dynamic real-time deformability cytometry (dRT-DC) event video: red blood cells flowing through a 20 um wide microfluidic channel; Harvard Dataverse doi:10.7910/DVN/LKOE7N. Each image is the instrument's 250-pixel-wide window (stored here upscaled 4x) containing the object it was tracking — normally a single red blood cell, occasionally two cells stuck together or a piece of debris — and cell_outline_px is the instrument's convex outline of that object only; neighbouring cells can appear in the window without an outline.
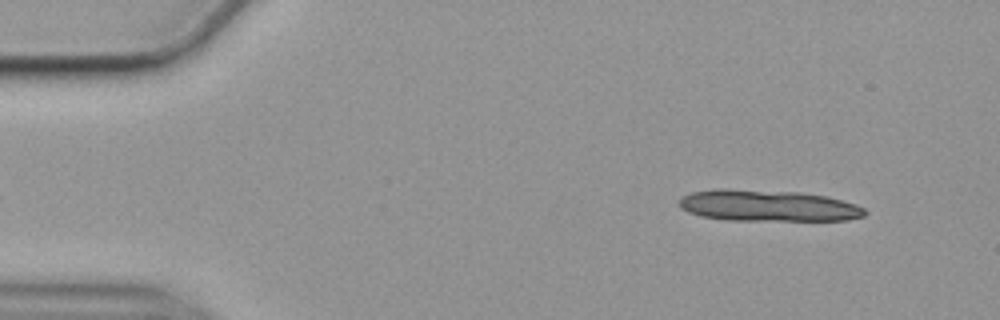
{"species": "common noctule bat (a hibernating species)", "species_latin": "Nyctalus noctula", "temperature_condition": "cold", "stored_images_in_passage": 13, "camera_frame_rate_fps": 3000, "um_per_image_px": 0.085, "animal": {"sex": "female", "body_mass_g": 19.9}, "frame": {"image": 1, "passage_image": 4, "time_ms": 1.0, "image_size_px": [1000, 320], "cell_outline_px": [[868, 212], [864, 216], [848, 220], [728, 220], [704, 216], [688, 212], [680, 208], [676, 204], [684, 196], [692, 192], [720, 188], [728, 188], [800, 192], [828, 196], [856, 204], [864, 208]], "centroid_in_image_um": [65.29, 17.47], "position_along_channel_um": 19.7, "area_um2": 34.16}}